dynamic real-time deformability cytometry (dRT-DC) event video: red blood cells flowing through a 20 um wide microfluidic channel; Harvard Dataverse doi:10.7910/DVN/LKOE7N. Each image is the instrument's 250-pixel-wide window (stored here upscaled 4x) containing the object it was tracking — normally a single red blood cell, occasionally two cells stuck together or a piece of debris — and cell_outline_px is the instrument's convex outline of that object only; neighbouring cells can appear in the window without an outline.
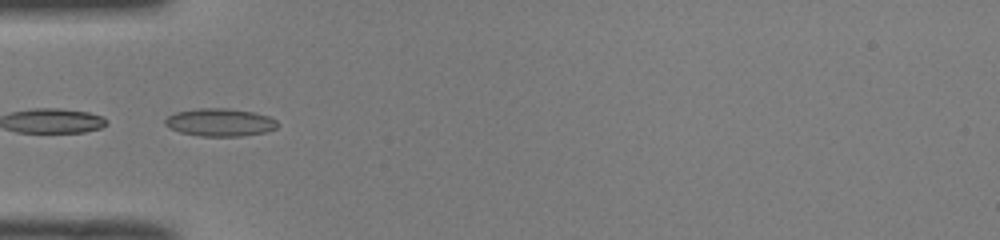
{"species": "common noctule bat (a hibernating species)", "species_latin": "Nyctalus noctula", "temperature_condition": "room temperature", "stored_images_in_passage": 34, "camera_frame_rate_fps": 3000, "um_per_image_px": 0.085, "animal": {"sex": "male", "body_mass_g": 19.0, "forearm_length_mm": 50.8}, "frame": {"image": 1, "passage_image": 1, "time_ms": 0.0, "image_size_px": [1000, 240], "cell_outline_px": [[280, 124], [276, 128], [264, 132], [240, 136], [200, 136], [180, 132], [164, 124], [164, 120], [168, 116], [176, 112], [200, 108], [224, 108], [252, 112], [268, 116], [276, 120]], "centroid_in_image_um": [18.7, 10.4], "position_along_channel_um": 66.3, "area_um2": 18.03}, "authors_computed_cell_mechanics": {"area_um2": 16.0684, "velocity_mm_per_s": 4.0438, "shape_relaxation_time_tau1_ms": null, "shape_relaxation_time_tau2_ms": 2.0542, "deformation_change_tau1": null, "deformation_change_tau2": 0.0675}}